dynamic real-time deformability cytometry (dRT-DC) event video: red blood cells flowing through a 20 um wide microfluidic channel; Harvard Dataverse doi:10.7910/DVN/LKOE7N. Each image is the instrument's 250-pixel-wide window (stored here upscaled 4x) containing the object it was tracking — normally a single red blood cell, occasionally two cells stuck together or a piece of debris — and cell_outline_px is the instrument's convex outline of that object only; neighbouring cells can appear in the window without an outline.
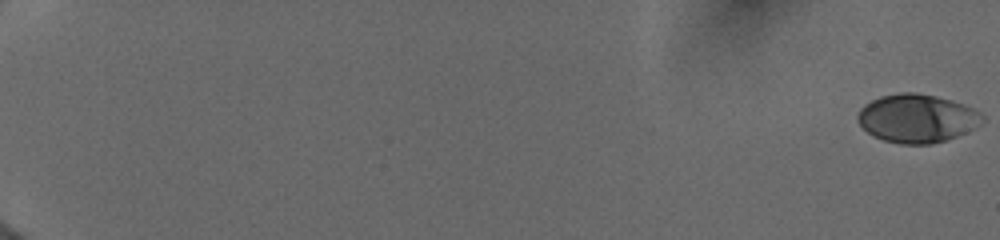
{"species": "human", "species_latin": "Homo sapiens", "temperature_condition": "cold", "stored_images_in_passage": 44, "camera_frame_rate_fps": 3000, "um_per_image_px": 0.085, "donor": {"sex": "female"}, "frame": {"image": 1, "passage_image": 1, "time_ms": 0.0, "image_size_px": [1000, 240], "cell_outline_px": [[984, 120], [980, 124], [948, 140], [932, 144], [900, 144], [884, 140], [872, 136], [856, 120], [856, 116], [860, 108], [864, 104], [880, 96], [900, 92], [916, 92], [936, 96], [952, 100], [964, 104], [980, 112], [984, 116]], "centroid_in_image_um": [77.92, 10.05], "position_along_channel_um": 7.1, "area_um2": 35.32}}
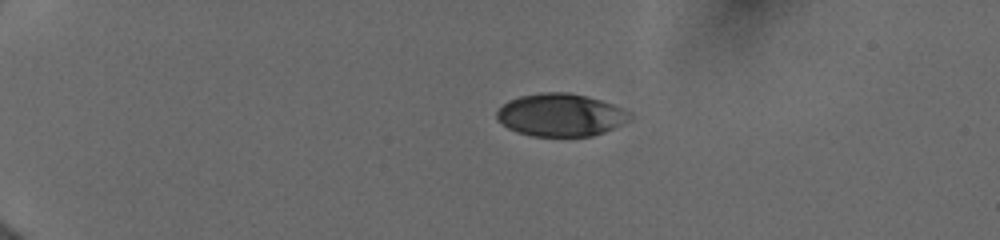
{"frame": {"image": 2, "passage_image": 28, "time_ms": 4.667, "image_size_px": [1000, 240], "cell_outline_px": [[632, 116], [628, 120], [604, 132], [592, 136], [532, 136], [516, 132], [508, 128], [496, 120], [496, 112], [508, 100], [520, 96], [540, 92], [568, 92], [600, 100], [624, 108], [632, 112]], "centroid_in_image_um": [47.63, 9.77], "position_along_channel_um": 37.4, "area_um2": 33.12}}